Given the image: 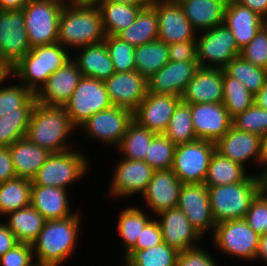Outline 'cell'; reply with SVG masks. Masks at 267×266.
I'll return each mask as SVG.
<instances>
[{"instance_id":"27","label":"cell","mask_w":267,"mask_h":266,"mask_svg":"<svg viewBox=\"0 0 267 266\" xmlns=\"http://www.w3.org/2000/svg\"><path fill=\"white\" fill-rule=\"evenodd\" d=\"M68 190L52 186L31 187V205L46 221L64 219L76 214L71 212Z\"/></svg>"},{"instance_id":"6","label":"cell","mask_w":267,"mask_h":266,"mask_svg":"<svg viewBox=\"0 0 267 266\" xmlns=\"http://www.w3.org/2000/svg\"><path fill=\"white\" fill-rule=\"evenodd\" d=\"M81 151L74 149L62 153H51L46 162L40 167L35 177L32 179V185L52 186L63 188L67 187L88 173L90 162L87 161Z\"/></svg>"},{"instance_id":"31","label":"cell","mask_w":267,"mask_h":266,"mask_svg":"<svg viewBox=\"0 0 267 266\" xmlns=\"http://www.w3.org/2000/svg\"><path fill=\"white\" fill-rule=\"evenodd\" d=\"M116 36L134 47L158 40V15L156 8L151 3L142 7L135 21Z\"/></svg>"},{"instance_id":"45","label":"cell","mask_w":267,"mask_h":266,"mask_svg":"<svg viewBox=\"0 0 267 266\" xmlns=\"http://www.w3.org/2000/svg\"><path fill=\"white\" fill-rule=\"evenodd\" d=\"M105 46L114 64L115 72L136 71L135 47L116 35L106 36Z\"/></svg>"},{"instance_id":"28","label":"cell","mask_w":267,"mask_h":266,"mask_svg":"<svg viewBox=\"0 0 267 266\" xmlns=\"http://www.w3.org/2000/svg\"><path fill=\"white\" fill-rule=\"evenodd\" d=\"M228 0H181L186 18L196 31L212 29L224 23Z\"/></svg>"},{"instance_id":"50","label":"cell","mask_w":267,"mask_h":266,"mask_svg":"<svg viewBox=\"0 0 267 266\" xmlns=\"http://www.w3.org/2000/svg\"><path fill=\"white\" fill-rule=\"evenodd\" d=\"M34 260L32 244L19 242L0 257V266H29Z\"/></svg>"},{"instance_id":"57","label":"cell","mask_w":267,"mask_h":266,"mask_svg":"<svg viewBox=\"0 0 267 266\" xmlns=\"http://www.w3.org/2000/svg\"><path fill=\"white\" fill-rule=\"evenodd\" d=\"M259 167L263 171L261 170L258 175L255 174L258 184V194L267 198V163H262Z\"/></svg>"},{"instance_id":"8","label":"cell","mask_w":267,"mask_h":266,"mask_svg":"<svg viewBox=\"0 0 267 266\" xmlns=\"http://www.w3.org/2000/svg\"><path fill=\"white\" fill-rule=\"evenodd\" d=\"M111 106L104 81L82 76L63 108L77 128L93 114Z\"/></svg>"},{"instance_id":"52","label":"cell","mask_w":267,"mask_h":266,"mask_svg":"<svg viewBox=\"0 0 267 266\" xmlns=\"http://www.w3.org/2000/svg\"><path fill=\"white\" fill-rule=\"evenodd\" d=\"M163 242L162 230L157 219H151L143 228L135 246L131 250H144Z\"/></svg>"},{"instance_id":"64","label":"cell","mask_w":267,"mask_h":266,"mask_svg":"<svg viewBox=\"0 0 267 266\" xmlns=\"http://www.w3.org/2000/svg\"><path fill=\"white\" fill-rule=\"evenodd\" d=\"M29 266H46V265L45 264H42V263H40L38 261H35L32 264H30Z\"/></svg>"},{"instance_id":"46","label":"cell","mask_w":267,"mask_h":266,"mask_svg":"<svg viewBox=\"0 0 267 266\" xmlns=\"http://www.w3.org/2000/svg\"><path fill=\"white\" fill-rule=\"evenodd\" d=\"M175 146L164 134H156L145 154L144 161L154 170L171 169Z\"/></svg>"},{"instance_id":"63","label":"cell","mask_w":267,"mask_h":266,"mask_svg":"<svg viewBox=\"0 0 267 266\" xmlns=\"http://www.w3.org/2000/svg\"><path fill=\"white\" fill-rule=\"evenodd\" d=\"M262 163H267V132L260 137Z\"/></svg>"},{"instance_id":"48","label":"cell","mask_w":267,"mask_h":266,"mask_svg":"<svg viewBox=\"0 0 267 266\" xmlns=\"http://www.w3.org/2000/svg\"><path fill=\"white\" fill-rule=\"evenodd\" d=\"M240 55L251 64L267 70V22L255 37L241 49Z\"/></svg>"},{"instance_id":"18","label":"cell","mask_w":267,"mask_h":266,"mask_svg":"<svg viewBox=\"0 0 267 266\" xmlns=\"http://www.w3.org/2000/svg\"><path fill=\"white\" fill-rule=\"evenodd\" d=\"M191 112L197 139L216 143L232 126V118L223 103L191 104Z\"/></svg>"},{"instance_id":"3","label":"cell","mask_w":267,"mask_h":266,"mask_svg":"<svg viewBox=\"0 0 267 266\" xmlns=\"http://www.w3.org/2000/svg\"><path fill=\"white\" fill-rule=\"evenodd\" d=\"M80 213L46 221L37 239L32 243L34 259L46 266H60L73 255L79 234Z\"/></svg>"},{"instance_id":"58","label":"cell","mask_w":267,"mask_h":266,"mask_svg":"<svg viewBox=\"0 0 267 266\" xmlns=\"http://www.w3.org/2000/svg\"><path fill=\"white\" fill-rule=\"evenodd\" d=\"M256 260H262L267 265V234H262L259 237L258 250L255 256Z\"/></svg>"},{"instance_id":"51","label":"cell","mask_w":267,"mask_h":266,"mask_svg":"<svg viewBox=\"0 0 267 266\" xmlns=\"http://www.w3.org/2000/svg\"><path fill=\"white\" fill-rule=\"evenodd\" d=\"M200 246L178 253L175 266H218L209 252Z\"/></svg>"},{"instance_id":"7","label":"cell","mask_w":267,"mask_h":266,"mask_svg":"<svg viewBox=\"0 0 267 266\" xmlns=\"http://www.w3.org/2000/svg\"><path fill=\"white\" fill-rule=\"evenodd\" d=\"M67 0H30L23 8L30 47L57 42L60 13Z\"/></svg>"},{"instance_id":"37","label":"cell","mask_w":267,"mask_h":266,"mask_svg":"<svg viewBox=\"0 0 267 266\" xmlns=\"http://www.w3.org/2000/svg\"><path fill=\"white\" fill-rule=\"evenodd\" d=\"M140 209V207H127L119 214L117 232L123 243L125 256L136 244L145 225L152 219L150 213ZM150 217V218H149Z\"/></svg>"},{"instance_id":"33","label":"cell","mask_w":267,"mask_h":266,"mask_svg":"<svg viewBox=\"0 0 267 266\" xmlns=\"http://www.w3.org/2000/svg\"><path fill=\"white\" fill-rule=\"evenodd\" d=\"M101 11L106 36L117 35L129 27L145 6H135L119 2H95Z\"/></svg>"},{"instance_id":"60","label":"cell","mask_w":267,"mask_h":266,"mask_svg":"<svg viewBox=\"0 0 267 266\" xmlns=\"http://www.w3.org/2000/svg\"><path fill=\"white\" fill-rule=\"evenodd\" d=\"M254 104L267 110V76L260 91L254 97Z\"/></svg>"},{"instance_id":"47","label":"cell","mask_w":267,"mask_h":266,"mask_svg":"<svg viewBox=\"0 0 267 266\" xmlns=\"http://www.w3.org/2000/svg\"><path fill=\"white\" fill-rule=\"evenodd\" d=\"M232 125L249 133L262 136L267 132V110L253 105L232 119Z\"/></svg>"},{"instance_id":"17","label":"cell","mask_w":267,"mask_h":266,"mask_svg":"<svg viewBox=\"0 0 267 266\" xmlns=\"http://www.w3.org/2000/svg\"><path fill=\"white\" fill-rule=\"evenodd\" d=\"M181 101L180 96L147 92L146 97L133 111V120L151 132L163 134Z\"/></svg>"},{"instance_id":"35","label":"cell","mask_w":267,"mask_h":266,"mask_svg":"<svg viewBox=\"0 0 267 266\" xmlns=\"http://www.w3.org/2000/svg\"><path fill=\"white\" fill-rule=\"evenodd\" d=\"M136 71L149 79L153 74L165 66L169 60V45L155 40L135 47Z\"/></svg>"},{"instance_id":"36","label":"cell","mask_w":267,"mask_h":266,"mask_svg":"<svg viewBox=\"0 0 267 266\" xmlns=\"http://www.w3.org/2000/svg\"><path fill=\"white\" fill-rule=\"evenodd\" d=\"M32 180L15 177L0 184V215L31 205Z\"/></svg>"},{"instance_id":"38","label":"cell","mask_w":267,"mask_h":266,"mask_svg":"<svg viewBox=\"0 0 267 266\" xmlns=\"http://www.w3.org/2000/svg\"><path fill=\"white\" fill-rule=\"evenodd\" d=\"M156 133L141 127L134 120L128 125L120 144L116 147L122 158L128 160L144 161L145 154Z\"/></svg>"},{"instance_id":"12","label":"cell","mask_w":267,"mask_h":266,"mask_svg":"<svg viewBox=\"0 0 267 266\" xmlns=\"http://www.w3.org/2000/svg\"><path fill=\"white\" fill-rule=\"evenodd\" d=\"M132 121L131 110L112 105L110 108L93 114L80 126V129L83 128L84 134L102 142L105 146L117 147Z\"/></svg>"},{"instance_id":"62","label":"cell","mask_w":267,"mask_h":266,"mask_svg":"<svg viewBox=\"0 0 267 266\" xmlns=\"http://www.w3.org/2000/svg\"><path fill=\"white\" fill-rule=\"evenodd\" d=\"M152 0H97L96 2H119L135 6H147Z\"/></svg>"},{"instance_id":"49","label":"cell","mask_w":267,"mask_h":266,"mask_svg":"<svg viewBox=\"0 0 267 266\" xmlns=\"http://www.w3.org/2000/svg\"><path fill=\"white\" fill-rule=\"evenodd\" d=\"M244 220L259 235L266 234L267 198L257 194L252 200Z\"/></svg>"},{"instance_id":"20","label":"cell","mask_w":267,"mask_h":266,"mask_svg":"<svg viewBox=\"0 0 267 266\" xmlns=\"http://www.w3.org/2000/svg\"><path fill=\"white\" fill-rule=\"evenodd\" d=\"M104 83L112 105L132 112L148 92L147 79L137 71L115 72Z\"/></svg>"},{"instance_id":"61","label":"cell","mask_w":267,"mask_h":266,"mask_svg":"<svg viewBox=\"0 0 267 266\" xmlns=\"http://www.w3.org/2000/svg\"><path fill=\"white\" fill-rule=\"evenodd\" d=\"M13 77L12 66L5 60L0 58V87L5 83V80ZM2 85V86H1Z\"/></svg>"},{"instance_id":"44","label":"cell","mask_w":267,"mask_h":266,"mask_svg":"<svg viewBox=\"0 0 267 266\" xmlns=\"http://www.w3.org/2000/svg\"><path fill=\"white\" fill-rule=\"evenodd\" d=\"M35 94L22 83L0 87V118L20 107H35Z\"/></svg>"},{"instance_id":"11","label":"cell","mask_w":267,"mask_h":266,"mask_svg":"<svg viewBox=\"0 0 267 266\" xmlns=\"http://www.w3.org/2000/svg\"><path fill=\"white\" fill-rule=\"evenodd\" d=\"M216 144L207 140L175 146L172 171L182 183H204Z\"/></svg>"},{"instance_id":"16","label":"cell","mask_w":267,"mask_h":266,"mask_svg":"<svg viewBox=\"0 0 267 266\" xmlns=\"http://www.w3.org/2000/svg\"><path fill=\"white\" fill-rule=\"evenodd\" d=\"M158 15V40L171 45L196 40L197 31L186 18L181 5L170 0H152Z\"/></svg>"},{"instance_id":"13","label":"cell","mask_w":267,"mask_h":266,"mask_svg":"<svg viewBox=\"0 0 267 266\" xmlns=\"http://www.w3.org/2000/svg\"><path fill=\"white\" fill-rule=\"evenodd\" d=\"M30 50L23 10H0V58L13 67Z\"/></svg>"},{"instance_id":"66","label":"cell","mask_w":267,"mask_h":266,"mask_svg":"<svg viewBox=\"0 0 267 266\" xmlns=\"http://www.w3.org/2000/svg\"><path fill=\"white\" fill-rule=\"evenodd\" d=\"M170 1L179 3L181 0H170Z\"/></svg>"},{"instance_id":"43","label":"cell","mask_w":267,"mask_h":266,"mask_svg":"<svg viewBox=\"0 0 267 266\" xmlns=\"http://www.w3.org/2000/svg\"><path fill=\"white\" fill-rule=\"evenodd\" d=\"M33 109L34 107H20L18 112H11L0 118V146L9 147L26 137Z\"/></svg>"},{"instance_id":"30","label":"cell","mask_w":267,"mask_h":266,"mask_svg":"<svg viewBox=\"0 0 267 266\" xmlns=\"http://www.w3.org/2000/svg\"><path fill=\"white\" fill-rule=\"evenodd\" d=\"M72 58L84 77L105 81L115 73L114 64L109 56L105 42L81 47Z\"/></svg>"},{"instance_id":"39","label":"cell","mask_w":267,"mask_h":266,"mask_svg":"<svg viewBox=\"0 0 267 266\" xmlns=\"http://www.w3.org/2000/svg\"><path fill=\"white\" fill-rule=\"evenodd\" d=\"M178 253L162 242L144 250H130L123 259L128 266H175Z\"/></svg>"},{"instance_id":"56","label":"cell","mask_w":267,"mask_h":266,"mask_svg":"<svg viewBox=\"0 0 267 266\" xmlns=\"http://www.w3.org/2000/svg\"><path fill=\"white\" fill-rule=\"evenodd\" d=\"M238 4L248 7L267 22V0H234Z\"/></svg>"},{"instance_id":"25","label":"cell","mask_w":267,"mask_h":266,"mask_svg":"<svg viewBox=\"0 0 267 266\" xmlns=\"http://www.w3.org/2000/svg\"><path fill=\"white\" fill-rule=\"evenodd\" d=\"M216 144V151L223 157L241 164L252 160L259 166L262 164L260 136L241 131L233 125ZM252 158V159H251Z\"/></svg>"},{"instance_id":"1","label":"cell","mask_w":267,"mask_h":266,"mask_svg":"<svg viewBox=\"0 0 267 266\" xmlns=\"http://www.w3.org/2000/svg\"><path fill=\"white\" fill-rule=\"evenodd\" d=\"M105 37L101 11L96 3L66 1L59 19V44L79 49L101 43Z\"/></svg>"},{"instance_id":"14","label":"cell","mask_w":267,"mask_h":266,"mask_svg":"<svg viewBox=\"0 0 267 266\" xmlns=\"http://www.w3.org/2000/svg\"><path fill=\"white\" fill-rule=\"evenodd\" d=\"M177 207L186 215L192 226L203 237L205 232H214L209 194L204 183H183L179 191Z\"/></svg>"},{"instance_id":"67","label":"cell","mask_w":267,"mask_h":266,"mask_svg":"<svg viewBox=\"0 0 267 266\" xmlns=\"http://www.w3.org/2000/svg\"><path fill=\"white\" fill-rule=\"evenodd\" d=\"M122 266H128V265L123 261V265Z\"/></svg>"},{"instance_id":"9","label":"cell","mask_w":267,"mask_h":266,"mask_svg":"<svg viewBox=\"0 0 267 266\" xmlns=\"http://www.w3.org/2000/svg\"><path fill=\"white\" fill-rule=\"evenodd\" d=\"M216 249L232 257L255 260L260 235L244 219L227 220L216 224L212 234Z\"/></svg>"},{"instance_id":"24","label":"cell","mask_w":267,"mask_h":266,"mask_svg":"<svg viewBox=\"0 0 267 266\" xmlns=\"http://www.w3.org/2000/svg\"><path fill=\"white\" fill-rule=\"evenodd\" d=\"M181 100L187 104L222 103L223 69L199 67L187 83Z\"/></svg>"},{"instance_id":"54","label":"cell","mask_w":267,"mask_h":266,"mask_svg":"<svg viewBox=\"0 0 267 266\" xmlns=\"http://www.w3.org/2000/svg\"><path fill=\"white\" fill-rule=\"evenodd\" d=\"M15 177L17 176L9 152V147L0 146V184L10 179H14Z\"/></svg>"},{"instance_id":"29","label":"cell","mask_w":267,"mask_h":266,"mask_svg":"<svg viewBox=\"0 0 267 266\" xmlns=\"http://www.w3.org/2000/svg\"><path fill=\"white\" fill-rule=\"evenodd\" d=\"M9 152L17 177L32 180L51 155L47 149L33 144L24 137L9 146Z\"/></svg>"},{"instance_id":"40","label":"cell","mask_w":267,"mask_h":266,"mask_svg":"<svg viewBox=\"0 0 267 266\" xmlns=\"http://www.w3.org/2000/svg\"><path fill=\"white\" fill-rule=\"evenodd\" d=\"M254 97L245 85L223 70V105L233 119L254 105Z\"/></svg>"},{"instance_id":"15","label":"cell","mask_w":267,"mask_h":266,"mask_svg":"<svg viewBox=\"0 0 267 266\" xmlns=\"http://www.w3.org/2000/svg\"><path fill=\"white\" fill-rule=\"evenodd\" d=\"M113 171L109 185V193L113 199H124L135 194L141 196L155 172L145 161L125 158H121Z\"/></svg>"},{"instance_id":"59","label":"cell","mask_w":267,"mask_h":266,"mask_svg":"<svg viewBox=\"0 0 267 266\" xmlns=\"http://www.w3.org/2000/svg\"><path fill=\"white\" fill-rule=\"evenodd\" d=\"M30 0H0V10H21Z\"/></svg>"},{"instance_id":"23","label":"cell","mask_w":267,"mask_h":266,"mask_svg":"<svg viewBox=\"0 0 267 266\" xmlns=\"http://www.w3.org/2000/svg\"><path fill=\"white\" fill-rule=\"evenodd\" d=\"M198 68L197 61H169L147 79L148 92L181 97Z\"/></svg>"},{"instance_id":"34","label":"cell","mask_w":267,"mask_h":266,"mask_svg":"<svg viewBox=\"0 0 267 266\" xmlns=\"http://www.w3.org/2000/svg\"><path fill=\"white\" fill-rule=\"evenodd\" d=\"M249 176L241 164L215 151L211 157L204 184L207 187L243 182Z\"/></svg>"},{"instance_id":"55","label":"cell","mask_w":267,"mask_h":266,"mask_svg":"<svg viewBox=\"0 0 267 266\" xmlns=\"http://www.w3.org/2000/svg\"><path fill=\"white\" fill-rule=\"evenodd\" d=\"M18 240L7 225L0 223V257L18 244Z\"/></svg>"},{"instance_id":"42","label":"cell","mask_w":267,"mask_h":266,"mask_svg":"<svg viewBox=\"0 0 267 266\" xmlns=\"http://www.w3.org/2000/svg\"><path fill=\"white\" fill-rule=\"evenodd\" d=\"M223 70L245 85L253 95L260 91L267 76L266 69L251 64L241 55L231 59Z\"/></svg>"},{"instance_id":"22","label":"cell","mask_w":267,"mask_h":266,"mask_svg":"<svg viewBox=\"0 0 267 266\" xmlns=\"http://www.w3.org/2000/svg\"><path fill=\"white\" fill-rule=\"evenodd\" d=\"M182 184L172 169L155 170L145 192L141 195L145 200V208H150L158 215L177 207Z\"/></svg>"},{"instance_id":"26","label":"cell","mask_w":267,"mask_h":266,"mask_svg":"<svg viewBox=\"0 0 267 266\" xmlns=\"http://www.w3.org/2000/svg\"><path fill=\"white\" fill-rule=\"evenodd\" d=\"M265 23L266 21L261 16L248 7L242 6L234 0H228L224 24L232 32L240 50L255 37L256 32Z\"/></svg>"},{"instance_id":"5","label":"cell","mask_w":267,"mask_h":266,"mask_svg":"<svg viewBox=\"0 0 267 266\" xmlns=\"http://www.w3.org/2000/svg\"><path fill=\"white\" fill-rule=\"evenodd\" d=\"M213 220L216 224L244 219L252 200L258 194L255 175H249L243 182L207 187Z\"/></svg>"},{"instance_id":"2","label":"cell","mask_w":267,"mask_h":266,"mask_svg":"<svg viewBox=\"0 0 267 266\" xmlns=\"http://www.w3.org/2000/svg\"><path fill=\"white\" fill-rule=\"evenodd\" d=\"M74 130L76 127L63 106L36 103L30 117L26 138L51 153H62L71 150L70 146L73 144L67 143L66 140Z\"/></svg>"},{"instance_id":"19","label":"cell","mask_w":267,"mask_h":266,"mask_svg":"<svg viewBox=\"0 0 267 266\" xmlns=\"http://www.w3.org/2000/svg\"><path fill=\"white\" fill-rule=\"evenodd\" d=\"M82 78L77 63L71 58L56 70L35 93L37 103L63 106Z\"/></svg>"},{"instance_id":"4","label":"cell","mask_w":267,"mask_h":266,"mask_svg":"<svg viewBox=\"0 0 267 266\" xmlns=\"http://www.w3.org/2000/svg\"><path fill=\"white\" fill-rule=\"evenodd\" d=\"M68 50L58 42L32 47L12 67L13 77L35 94L50 75L73 57Z\"/></svg>"},{"instance_id":"41","label":"cell","mask_w":267,"mask_h":266,"mask_svg":"<svg viewBox=\"0 0 267 266\" xmlns=\"http://www.w3.org/2000/svg\"><path fill=\"white\" fill-rule=\"evenodd\" d=\"M191 104L180 102L171 116L164 135L175 145L197 140L192 122Z\"/></svg>"},{"instance_id":"21","label":"cell","mask_w":267,"mask_h":266,"mask_svg":"<svg viewBox=\"0 0 267 266\" xmlns=\"http://www.w3.org/2000/svg\"><path fill=\"white\" fill-rule=\"evenodd\" d=\"M157 217L163 242L178 252L198 247L197 244L200 243L202 236L178 207L163 211Z\"/></svg>"},{"instance_id":"65","label":"cell","mask_w":267,"mask_h":266,"mask_svg":"<svg viewBox=\"0 0 267 266\" xmlns=\"http://www.w3.org/2000/svg\"><path fill=\"white\" fill-rule=\"evenodd\" d=\"M75 1H78V2H92V3H95L97 0H75Z\"/></svg>"},{"instance_id":"53","label":"cell","mask_w":267,"mask_h":266,"mask_svg":"<svg viewBox=\"0 0 267 266\" xmlns=\"http://www.w3.org/2000/svg\"><path fill=\"white\" fill-rule=\"evenodd\" d=\"M169 60L175 62L197 61L196 40L177 42L169 45Z\"/></svg>"},{"instance_id":"32","label":"cell","mask_w":267,"mask_h":266,"mask_svg":"<svg viewBox=\"0 0 267 266\" xmlns=\"http://www.w3.org/2000/svg\"><path fill=\"white\" fill-rule=\"evenodd\" d=\"M4 223L15 235L18 242L32 244L46 222L45 218L32 206L7 214Z\"/></svg>"},{"instance_id":"10","label":"cell","mask_w":267,"mask_h":266,"mask_svg":"<svg viewBox=\"0 0 267 266\" xmlns=\"http://www.w3.org/2000/svg\"><path fill=\"white\" fill-rule=\"evenodd\" d=\"M200 33L202 34L199 35ZM196 42L199 67L223 69L231 59L241 53L236 39L224 23L197 33Z\"/></svg>"}]
</instances>
